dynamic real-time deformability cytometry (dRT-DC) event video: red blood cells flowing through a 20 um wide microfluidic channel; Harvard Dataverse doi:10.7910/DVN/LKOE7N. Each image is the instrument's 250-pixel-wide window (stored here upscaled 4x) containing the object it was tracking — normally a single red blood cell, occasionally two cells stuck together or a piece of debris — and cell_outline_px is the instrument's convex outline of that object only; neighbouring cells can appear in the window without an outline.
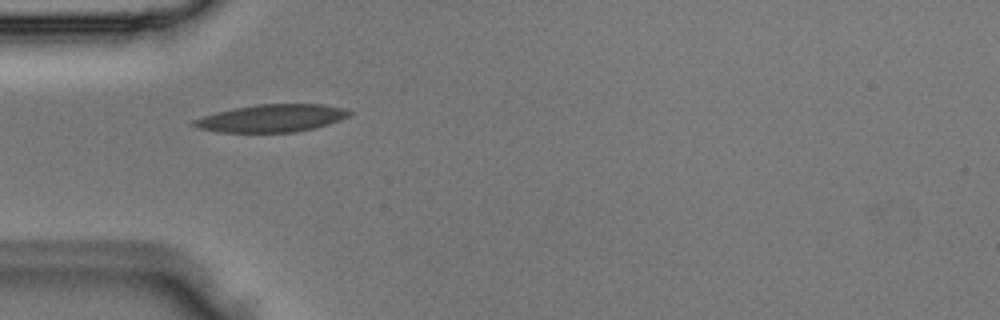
{"species": "Egyptian fruit bat (a non-hibernating species)", "species_latin": "Rousettus aegyptiacus", "temperature_condition": "room temperature", "stored_images_in_passage": 1, "camera_frame_rate_fps": 3000, "um_per_image_px": 0.085, "animal": {"sex": "male"}, "frame": {"image": 1, "passage_image": 1, "time_ms": 0.0, "image_size_px": [1000, 320], "cell_outline_px": [[352, 116], [316, 128], [292, 132], [220, 132], [200, 128], [192, 124], [192, 120], [216, 112], [236, 108], [260, 104], [324, 104], [344, 108], [352, 112]], "centroid_in_image_um": [23.16, 10.04], "position_along_channel_um": 61.8, "area_um2": 24.85}}